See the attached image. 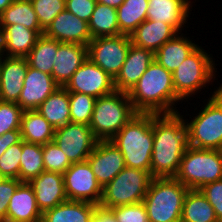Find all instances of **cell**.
Masks as SVG:
<instances>
[{
  "mask_svg": "<svg viewBox=\"0 0 222 222\" xmlns=\"http://www.w3.org/2000/svg\"><path fill=\"white\" fill-rule=\"evenodd\" d=\"M184 115L153 114V150L150 174L153 178L174 177L188 147Z\"/></svg>",
  "mask_w": 222,
  "mask_h": 222,
  "instance_id": "obj_1",
  "label": "cell"
},
{
  "mask_svg": "<svg viewBox=\"0 0 222 222\" xmlns=\"http://www.w3.org/2000/svg\"><path fill=\"white\" fill-rule=\"evenodd\" d=\"M128 95L137 113H176L179 112L176 103L182 101L176 95L172 73L155 60L128 92Z\"/></svg>",
  "mask_w": 222,
  "mask_h": 222,
  "instance_id": "obj_2",
  "label": "cell"
},
{
  "mask_svg": "<svg viewBox=\"0 0 222 222\" xmlns=\"http://www.w3.org/2000/svg\"><path fill=\"white\" fill-rule=\"evenodd\" d=\"M110 141L123 154L126 167L150 172L153 114L137 113Z\"/></svg>",
  "mask_w": 222,
  "mask_h": 222,
  "instance_id": "obj_3",
  "label": "cell"
},
{
  "mask_svg": "<svg viewBox=\"0 0 222 222\" xmlns=\"http://www.w3.org/2000/svg\"><path fill=\"white\" fill-rule=\"evenodd\" d=\"M189 189L174 177L152 178L143 199L149 222H181Z\"/></svg>",
  "mask_w": 222,
  "mask_h": 222,
  "instance_id": "obj_4",
  "label": "cell"
},
{
  "mask_svg": "<svg viewBox=\"0 0 222 222\" xmlns=\"http://www.w3.org/2000/svg\"><path fill=\"white\" fill-rule=\"evenodd\" d=\"M136 114L128 93L115 90L96 99L89 126L98 141H110Z\"/></svg>",
  "mask_w": 222,
  "mask_h": 222,
  "instance_id": "obj_5",
  "label": "cell"
},
{
  "mask_svg": "<svg viewBox=\"0 0 222 222\" xmlns=\"http://www.w3.org/2000/svg\"><path fill=\"white\" fill-rule=\"evenodd\" d=\"M189 122L185 119L188 146L222 150V83Z\"/></svg>",
  "mask_w": 222,
  "mask_h": 222,
  "instance_id": "obj_6",
  "label": "cell"
},
{
  "mask_svg": "<svg viewBox=\"0 0 222 222\" xmlns=\"http://www.w3.org/2000/svg\"><path fill=\"white\" fill-rule=\"evenodd\" d=\"M174 178L188 189H200L222 179V150L188 146Z\"/></svg>",
  "mask_w": 222,
  "mask_h": 222,
  "instance_id": "obj_7",
  "label": "cell"
},
{
  "mask_svg": "<svg viewBox=\"0 0 222 222\" xmlns=\"http://www.w3.org/2000/svg\"><path fill=\"white\" fill-rule=\"evenodd\" d=\"M212 57L204 48L198 46L172 73L176 95L182 102L200 93L202 88L211 85L215 80L217 68Z\"/></svg>",
  "mask_w": 222,
  "mask_h": 222,
  "instance_id": "obj_8",
  "label": "cell"
},
{
  "mask_svg": "<svg viewBox=\"0 0 222 222\" xmlns=\"http://www.w3.org/2000/svg\"><path fill=\"white\" fill-rule=\"evenodd\" d=\"M152 178L149 171L125 167L102 188L99 206L110 209L143 202Z\"/></svg>",
  "mask_w": 222,
  "mask_h": 222,
  "instance_id": "obj_9",
  "label": "cell"
},
{
  "mask_svg": "<svg viewBox=\"0 0 222 222\" xmlns=\"http://www.w3.org/2000/svg\"><path fill=\"white\" fill-rule=\"evenodd\" d=\"M130 45V36L124 34L92 38L87 46L88 59L114 79L126 60Z\"/></svg>",
  "mask_w": 222,
  "mask_h": 222,
  "instance_id": "obj_10",
  "label": "cell"
},
{
  "mask_svg": "<svg viewBox=\"0 0 222 222\" xmlns=\"http://www.w3.org/2000/svg\"><path fill=\"white\" fill-rule=\"evenodd\" d=\"M53 141L71 163H80L87 160L98 140L89 125L70 122L55 129Z\"/></svg>",
  "mask_w": 222,
  "mask_h": 222,
  "instance_id": "obj_11",
  "label": "cell"
},
{
  "mask_svg": "<svg viewBox=\"0 0 222 222\" xmlns=\"http://www.w3.org/2000/svg\"><path fill=\"white\" fill-rule=\"evenodd\" d=\"M63 178L69 201H85L99 206L102 186L87 161L72 163L63 174Z\"/></svg>",
  "mask_w": 222,
  "mask_h": 222,
  "instance_id": "obj_12",
  "label": "cell"
},
{
  "mask_svg": "<svg viewBox=\"0 0 222 222\" xmlns=\"http://www.w3.org/2000/svg\"><path fill=\"white\" fill-rule=\"evenodd\" d=\"M68 92H79L100 98L114 92V79L87 59L64 86Z\"/></svg>",
  "mask_w": 222,
  "mask_h": 222,
  "instance_id": "obj_13",
  "label": "cell"
},
{
  "mask_svg": "<svg viewBox=\"0 0 222 222\" xmlns=\"http://www.w3.org/2000/svg\"><path fill=\"white\" fill-rule=\"evenodd\" d=\"M86 161L102 188L126 167L123 154L111 141H97Z\"/></svg>",
  "mask_w": 222,
  "mask_h": 222,
  "instance_id": "obj_14",
  "label": "cell"
},
{
  "mask_svg": "<svg viewBox=\"0 0 222 222\" xmlns=\"http://www.w3.org/2000/svg\"><path fill=\"white\" fill-rule=\"evenodd\" d=\"M48 38L61 43H76L88 46L92 40L89 24L67 11L60 12L44 31Z\"/></svg>",
  "mask_w": 222,
  "mask_h": 222,
  "instance_id": "obj_15",
  "label": "cell"
},
{
  "mask_svg": "<svg viewBox=\"0 0 222 222\" xmlns=\"http://www.w3.org/2000/svg\"><path fill=\"white\" fill-rule=\"evenodd\" d=\"M59 87L52 75L28 66L17 104L23 110H36Z\"/></svg>",
  "mask_w": 222,
  "mask_h": 222,
  "instance_id": "obj_16",
  "label": "cell"
},
{
  "mask_svg": "<svg viewBox=\"0 0 222 222\" xmlns=\"http://www.w3.org/2000/svg\"><path fill=\"white\" fill-rule=\"evenodd\" d=\"M154 60L152 51L131 44L126 60L114 78L115 89L128 93Z\"/></svg>",
  "mask_w": 222,
  "mask_h": 222,
  "instance_id": "obj_17",
  "label": "cell"
},
{
  "mask_svg": "<svg viewBox=\"0 0 222 222\" xmlns=\"http://www.w3.org/2000/svg\"><path fill=\"white\" fill-rule=\"evenodd\" d=\"M27 69L26 57H2L0 69L1 101L18 103Z\"/></svg>",
  "mask_w": 222,
  "mask_h": 222,
  "instance_id": "obj_18",
  "label": "cell"
},
{
  "mask_svg": "<svg viewBox=\"0 0 222 222\" xmlns=\"http://www.w3.org/2000/svg\"><path fill=\"white\" fill-rule=\"evenodd\" d=\"M29 184L33 187L37 205L42 213L68 200L61 173L41 172Z\"/></svg>",
  "mask_w": 222,
  "mask_h": 222,
  "instance_id": "obj_19",
  "label": "cell"
},
{
  "mask_svg": "<svg viewBox=\"0 0 222 222\" xmlns=\"http://www.w3.org/2000/svg\"><path fill=\"white\" fill-rule=\"evenodd\" d=\"M88 59V47L76 43H61L58 46L52 77L64 87L77 69Z\"/></svg>",
  "mask_w": 222,
  "mask_h": 222,
  "instance_id": "obj_20",
  "label": "cell"
},
{
  "mask_svg": "<svg viewBox=\"0 0 222 222\" xmlns=\"http://www.w3.org/2000/svg\"><path fill=\"white\" fill-rule=\"evenodd\" d=\"M192 6L190 0H148L146 19L167 23L179 33L186 27Z\"/></svg>",
  "mask_w": 222,
  "mask_h": 222,
  "instance_id": "obj_21",
  "label": "cell"
},
{
  "mask_svg": "<svg viewBox=\"0 0 222 222\" xmlns=\"http://www.w3.org/2000/svg\"><path fill=\"white\" fill-rule=\"evenodd\" d=\"M40 211L33 187L22 182L11 197L6 214V222H41Z\"/></svg>",
  "mask_w": 222,
  "mask_h": 222,
  "instance_id": "obj_22",
  "label": "cell"
},
{
  "mask_svg": "<svg viewBox=\"0 0 222 222\" xmlns=\"http://www.w3.org/2000/svg\"><path fill=\"white\" fill-rule=\"evenodd\" d=\"M3 55L8 57H26L35 46L43 30H31L21 24L0 26Z\"/></svg>",
  "mask_w": 222,
  "mask_h": 222,
  "instance_id": "obj_23",
  "label": "cell"
},
{
  "mask_svg": "<svg viewBox=\"0 0 222 222\" xmlns=\"http://www.w3.org/2000/svg\"><path fill=\"white\" fill-rule=\"evenodd\" d=\"M178 32L169 24L146 19L129 35L131 44L155 53Z\"/></svg>",
  "mask_w": 222,
  "mask_h": 222,
  "instance_id": "obj_24",
  "label": "cell"
},
{
  "mask_svg": "<svg viewBox=\"0 0 222 222\" xmlns=\"http://www.w3.org/2000/svg\"><path fill=\"white\" fill-rule=\"evenodd\" d=\"M183 35L179 32L154 53L155 61L171 73L199 46Z\"/></svg>",
  "mask_w": 222,
  "mask_h": 222,
  "instance_id": "obj_25",
  "label": "cell"
},
{
  "mask_svg": "<svg viewBox=\"0 0 222 222\" xmlns=\"http://www.w3.org/2000/svg\"><path fill=\"white\" fill-rule=\"evenodd\" d=\"M97 207L85 201L67 200L44 211L41 222H90Z\"/></svg>",
  "mask_w": 222,
  "mask_h": 222,
  "instance_id": "obj_26",
  "label": "cell"
},
{
  "mask_svg": "<svg viewBox=\"0 0 222 222\" xmlns=\"http://www.w3.org/2000/svg\"><path fill=\"white\" fill-rule=\"evenodd\" d=\"M20 133L24 142L44 145L53 141L55 129L36 110H24L21 117Z\"/></svg>",
  "mask_w": 222,
  "mask_h": 222,
  "instance_id": "obj_27",
  "label": "cell"
},
{
  "mask_svg": "<svg viewBox=\"0 0 222 222\" xmlns=\"http://www.w3.org/2000/svg\"><path fill=\"white\" fill-rule=\"evenodd\" d=\"M54 129L71 122L69 92L59 87L36 109Z\"/></svg>",
  "mask_w": 222,
  "mask_h": 222,
  "instance_id": "obj_28",
  "label": "cell"
},
{
  "mask_svg": "<svg viewBox=\"0 0 222 222\" xmlns=\"http://www.w3.org/2000/svg\"><path fill=\"white\" fill-rule=\"evenodd\" d=\"M214 209L199 189H189L183 201L181 222H217Z\"/></svg>",
  "mask_w": 222,
  "mask_h": 222,
  "instance_id": "obj_29",
  "label": "cell"
},
{
  "mask_svg": "<svg viewBox=\"0 0 222 222\" xmlns=\"http://www.w3.org/2000/svg\"><path fill=\"white\" fill-rule=\"evenodd\" d=\"M60 44L61 42L55 39L41 35L26 56L28 66L51 75Z\"/></svg>",
  "mask_w": 222,
  "mask_h": 222,
  "instance_id": "obj_30",
  "label": "cell"
},
{
  "mask_svg": "<svg viewBox=\"0 0 222 222\" xmlns=\"http://www.w3.org/2000/svg\"><path fill=\"white\" fill-rule=\"evenodd\" d=\"M88 24L92 38L120 35L117 9L114 7L97 2Z\"/></svg>",
  "mask_w": 222,
  "mask_h": 222,
  "instance_id": "obj_31",
  "label": "cell"
},
{
  "mask_svg": "<svg viewBox=\"0 0 222 222\" xmlns=\"http://www.w3.org/2000/svg\"><path fill=\"white\" fill-rule=\"evenodd\" d=\"M21 24L31 30H42L30 0H14L0 14V26Z\"/></svg>",
  "mask_w": 222,
  "mask_h": 222,
  "instance_id": "obj_32",
  "label": "cell"
},
{
  "mask_svg": "<svg viewBox=\"0 0 222 222\" xmlns=\"http://www.w3.org/2000/svg\"><path fill=\"white\" fill-rule=\"evenodd\" d=\"M148 0H124L117 8L120 34L131 35L146 20Z\"/></svg>",
  "mask_w": 222,
  "mask_h": 222,
  "instance_id": "obj_33",
  "label": "cell"
},
{
  "mask_svg": "<svg viewBox=\"0 0 222 222\" xmlns=\"http://www.w3.org/2000/svg\"><path fill=\"white\" fill-rule=\"evenodd\" d=\"M44 171L42 145L27 143L22 140L19 180L29 183Z\"/></svg>",
  "mask_w": 222,
  "mask_h": 222,
  "instance_id": "obj_34",
  "label": "cell"
},
{
  "mask_svg": "<svg viewBox=\"0 0 222 222\" xmlns=\"http://www.w3.org/2000/svg\"><path fill=\"white\" fill-rule=\"evenodd\" d=\"M96 98L79 92H69L71 123L89 125Z\"/></svg>",
  "mask_w": 222,
  "mask_h": 222,
  "instance_id": "obj_35",
  "label": "cell"
},
{
  "mask_svg": "<svg viewBox=\"0 0 222 222\" xmlns=\"http://www.w3.org/2000/svg\"><path fill=\"white\" fill-rule=\"evenodd\" d=\"M42 153L44 168L47 172L64 174L72 164L54 141L42 145Z\"/></svg>",
  "mask_w": 222,
  "mask_h": 222,
  "instance_id": "obj_36",
  "label": "cell"
},
{
  "mask_svg": "<svg viewBox=\"0 0 222 222\" xmlns=\"http://www.w3.org/2000/svg\"><path fill=\"white\" fill-rule=\"evenodd\" d=\"M43 31L52 23L54 18L63 12L65 0H30Z\"/></svg>",
  "mask_w": 222,
  "mask_h": 222,
  "instance_id": "obj_37",
  "label": "cell"
},
{
  "mask_svg": "<svg viewBox=\"0 0 222 222\" xmlns=\"http://www.w3.org/2000/svg\"><path fill=\"white\" fill-rule=\"evenodd\" d=\"M22 154V140L6 149L0 157V174L6 179H18L20 158Z\"/></svg>",
  "mask_w": 222,
  "mask_h": 222,
  "instance_id": "obj_38",
  "label": "cell"
},
{
  "mask_svg": "<svg viewBox=\"0 0 222 222\" xmlns=\"http://www.w3.org/2000/svg\"><path fill=\"white\" fill-rule=\"evenodd\" d=\"M23 111L17 103L0 100V136L12 130H20Z\"/></svg>",
  "mask_w": 222,
  "mask_h": 222,
  "instance_id": "obj_39",
  "label": "cell"
},
{
  "mask_svg": "<svg viewBox=\"0 0 222 222\" xmlns=\"http://www.w3.org/2000/svg\"><path fill=\"white\" fill-rule=\"evenodd\" d=\"M117 222H149L143 202L110 208Z\"/></svg>",
  "mask_w": 222,
  "mask_h": 222,
  "instance_id": "obj_40",
  "label": "cell"
},
{
  "mask_svg": "<svg viewBox=\"0 0 222 222\" xmlns=\"http://www.w3.org/2000/svg\"><path fill=\"white\" fill-rule=\"evenodd\" d=\"M199 190L212 205L218 221H222V179L207 183Z\"/></svg>",
  "mask_w": 222,
  "mask_h": 222,
  "instance_id": "obj_41",
  "label": "cell"
},
{
  "mask_svg": "<svg viewBox=\"0 0 222 222\" xmlns=\"http://www.w3.org/2000/svg\"><path fill=\"white\" fill-rule=\"evenodd\" d=\"M21 183L18 179L6 178L0 182V222H6L9 201Z\"/></svg>",
  "mask_w": 222,
  "mask_h": 222,
  "instance_id": "obj_42",
  "label": "cell"
},
{
  "mask_svg": "<svg viewBox=\"0 0 222 222\" xmlns=\"http://www.w3.org/2000/svg\"><path fill=\"white\" fill-rule=\"evenodd\" d=\"M96 4V0H65L66 10L86 22L90 21Z\"/></svg>",
  "mask_w": 222,
  "mask_h": 222,
  "instance_id": "obj_43",
  "label": "cell"
},
{
  "mask_svg": "<svg viewBox=\"0 0 222 222\" xmlns=\"http://www.w3.org/2000/svg\"><path fill=\"white\" fill-rule=\"evenodd\" d=\"M22 140L20 130H12L0 136V157L11 145L17 144Z\"/></svg>",
  "mask_w": 222,
  "mask_h": 222,
  "instance_id": "obj_44",
  "label": "cell"
},
{
  "mask_svg": "<svg viewBox=\"0 0 222 222\" xmlns=\"http://www.w3.org/2000/svg\"><path fill=\"white\" fill-rule=\"evenodd\" d=\"M90 222H117V219L110 209L98 206Z\"/></svg>",
  "mask_w": 222,
  "mask_h": 222,
  "instance_id": "obj_45",
  "label": "cell"
},
{
  "mask_svg": "<svg viewBox=\"0 0 222 222\" xmlns=\"http://www.w3.org/2000/svg\"><path fill=\"white\" fill-rule=\"evenodd\" d=\"M98 3L118 8L121 4L124 3V0H96Z\"/></svg>",
  "mask_w": 222,
  "mask_h": 222,
  "instance_id": "obj_46",
  "label": "cell"
},
{
  "mask_svg": "<svg viewBox=\"0 0 222 222\" xmlns=\"http://www.w3.org/2000/svg\"><path fill=\"white\" fill-rule=\"evenodd\" d=\"M14 0H0V14L13 3Z\"/></svg>",
  "mask_w": 222,
  "mask_h": 222,
  "instance_id": "obj_47",
  "label": "cell"
},
{
  "mask_svg": "<svg viewBox=\"0 0 222 222\" xmlns=\"http://www.w3.org/2000/svg\"><path fill=\"white\" fill-rule=\"evenodd\" d=\"M3 55V44H2V35H1V31H0V58H2Z\"/></svg>",
  "mask_w": 222,
  "mask_h": 222,
  "instance_id": "obj_48",
  "label": "cell"
},
{
  "mask_svg": "<svg viewBox=\"0 0 222 222\" xmlns=\"http://www.w3.org/2000/svg\"><path fill=\"white\" fill-rule=\"evenodd\" d=\"M4 179V177L0 174V182Z\"/></svg>",
  "mask_w": 222,
  "mask_h": 222,
  "instance_id": "obj_49",
  "label": "cell"
}]
</instances>
